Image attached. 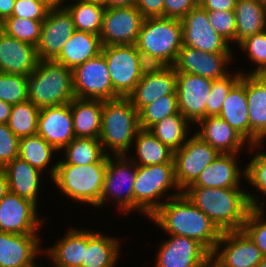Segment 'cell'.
Instances as JSON below:
<instances>
[{
	"mask_svg": "<svg viewBox=\"0 0 266 267\" xmlns=\"http://www.w3.org/2000/svg\"><path fill=\"white\" fill-rule=\"evenodd\" d=\"M182 193L204 212L221 232L242 230L249 210L263 209L254 195L240 187H187Z\"/></svg>",
	"mask_w": 266,
	"mask_h": 267,
	"instance_id": "1",
	"label": "cell"
},
{
	"mask_svg": "<svg viewBox=\"0 0 266 267\" xmlns=\"http://www.w3.org/2000/svg\"><path fill=\"white\" fill-rule=\"evenodd\" d=\"M149 218L168 234L193 238L210 252L215 250L221 231L183 193H171Z\"/></svg>",
	"mask_w": 266,
	"mask_h": 267,
	"instance_id": "2",
	"label": "cell"
},
{
	"mask_svg": "<svg viewBox=\"0 0 266 267\" xmlns=\"http://www.w3.org/2000/svg\"><path fill=\"white\" fill-rule=\"evenodd\" d=\"M136 46L148 66H172L183 46L181 20L144 18Z\"/></svg>",
	"mask_w": 266,
	"mask_h": 267,
	"instance_id": "3",
	"label": "cell"
},
{
	"mask_svg": "<svg viewBox=\"0 0 266 267\" xmlns=\"http://www.w3.org/2000/svg\"><path fill=\"white\" fill-rule=\"evenodd\" d=\"M139 130L138 111L128 98L103 101L99 140L106 155H127Z\"/></svg>",
	"mask_w": 266,
	"mask_h": 267,
	"instance_id": "4",
	"label": "cell"
},
{
	"mask_svg": "<svg viewBox=\"0 0 266 267\" xmlns=\"http://www.w3.org/2000/svg\"><path fill=\"white\" fill-rule=\"evenodd\" d=\"M28 100L39 109L70 103L74 98L72 69L54 60H40L27 76Z\"/></svg>",
	"mask_w": 266,
	"mask_h": 267,
	"instance_id": "5",
	"label": "cell"
},
{
	"mask_svg": "<svg viewBox=\"0 0 266 267\" xmlns=\"http://www.w3.org/2000/svg\"><path fill=\"white\" fill-rule=\"evenodd\" d=\"M51 165L48 170L49 176L64 195L74 201L100 207L107 163Z\"/></svg>",
	"mask_w": 266,
	"mask_h": 267,
	"instance_id": "6",
	"label": "cell"
},
{
	"mask_svg": "<svg viewBox=\"0 0 266 267\" xmlns=\"http://www.w3.org/2000/svg\"><path fill=\"white\" fill-rule=\"evenodd\" d=\"M172 187L176 188V193H182L175 179L174 163L137 165L133 185V210L150 217L164 203L160 198L166 197V192Z\"/></svg>",
	"mask_w": 266,
	"mask_h": 267,
	"instance_id": "7",
	"label": "cell"
},
{
	"mask_svg": "<svg viewBox=\"0 0 266 267\" xmlns=\"http://www.w3.org/2000/svg\"><path fill=\"white\" fill-rule=\"evenodd\" d=\"M114 92L127 98L135 89L148 67L136 44L103 46Z\"/></svg>",
	"mask_w": 266,
	"mask_h": 267,
	"instance_id": "8",
	"label": "cell"
},
{
	"mask_svg": "<svg viewBox=\"0 0 266 267\" xmlns=\"http://www.w3.org/2000/svg\"><path fill=\"white\" fill-rule=\"evenodd\" d=\"M136 172L137 164L130 158H127V155L108 156L100 207L105 205L108 199L113 198L122 212L125 211L127 214L128 212H132L133 185Z\"/></svg>",
	"mask_w": 266,
	"mask_h": 267,
	"instance_id": "9",
	"label": "cell"
},
{
	"mask_svg": "<svg viewBox=\"0 0 266 267\" xmlns=\"http://www.w3.org/2000/svg\"><path fill=\"white\" fill-rule=\"evenodd\" d=\"M75 98L114 100L120 98L113 90L105 56L88 59L72 69Z\"/></svg>",
	"mask_w": 266,
	"mask_h": 267,
	"instance_id": "10",
	"label": "cell"
},
{
	"mask_svg": "<svg viewBox=\"0 0 266 267\" xmlns=\"http://www.w3.org/2000/svg\"><path fill=\"white\" fill-rule=\"evenodd\" d=\"M220 153L204 142L195 133L188 137L185 144L174 151V170L177 185L181 191L192 185L200 173Z\"/></svg>",
	"mask_w": 266,
	"mask_h": 267,
	"instance_id": "11",
	"label": "cell"
},
{
	"mask_svg": "<svg viewBox=\"0 0 266 267\" xmlns=\"http://www.w3.org/2000/svg\"><path fill=\"white\" fill-rule=\"evenodd\" d=\"M143 21L135 6L106 8L99 34L102 46L136 44Z\"/></svg>",
	"mask_w": 266,
	"mask_h": 267,
	"instance_id": "12",
	"label": "cell"
},
{
	"mask_svg": "<svg viewBox=\"0 0 266 267\" xmlns=\"http://www.w3.org/2000/svg\"><path fill=\"white\" fill-rule=\"evenodd\" d=\"M183 45L209 53H232L230 44L208 21V11L199 4L181 20Z\"/></svg>",
	"mask_w": 266,
	"mask_h": 267,
	"instance_id": "13",
	"label": "cell"
},
{
	"mask_svg": "<svg viewBox=\"0 0 266 267\" xmlns=\"http://www.w3.org/2000/svg\"><path fill=\"white\" fill-rule=\"evenodd\" d=\"M212 83L213 80L209 78L188 73H177L178 109L190 123L197 124L206 117V104Z\"/></svg>",
	"mask_w": 266,
	"mask_h": 267,
	"instance_id": "14",
	"label": "cell"
},
{
	"mask_svg": "<svg viewBox=\"0 0 266 267\" xmlns=\"http://www.w3.org/2000/svg\"><path fill=\"white\" fill-rule=\"evenodd\" d=\"M75 30L72 15L66 7L50 8L42 22L36 46L39 60H54Z\"/></svg>",
	"mask_w": 266,
	"mask_h": 267,
	"instance_id": "15",
	"label": "cell"
},
{
	"mask_svg": "<svg viewBox=\"0 0 266 267\" xmlns=\"http://www.w3.org/2000/svg\"><path fill=\"white\" fill-rule=\"evenodd\" d=\"M177 72L173 66H148L134 91L127 97L139 112L165 95H177Z\"/></svg>",
	"mask_w": 266,
	"mask_h": 267,
	"instance_id": "16",
	"label": "cell"
},
{
	"mask_svg": "<svg viewBox=\"0 0 266 267\" xmlns=\"http://www.w3.org/2000/svg\"><path fill=\"white\" fill-rule=\"evenodd\" d=\"M37 206L28 199L8 192L0 201V231L13 234H37L42 224Z\"/></svg>",
	"mask_w": 266,
	"mask_h": 267,
	"instance_id": "17",
	"label": "cell"
},
{
	"mask_svg": "<svg viewBox=\"0 0 266 267\" xmlns=\"http://www.w3.org/2000/svg\"><path fill=\"white\" fill-rule=\"evenodd\" d=\"M232 56V53H209L183 45L172 66L177 73L194 74L215 80L229 73L225 69L233 59Z\"/></svg>",
	"mask_w": 266,
	"mask_h": 267,
	"instance_id": "18",
	"label": "cell"
},
{
	"mask_svg": "<svg viewBox=\"0 0 266 267\" xmlns=\"http://www.w3.org/2000/svg\"><path fill=\"white\" fill-rule=\"evenodd\" d=\"M213 253L228 267H256L264 257L243 230L222 232Z\"/></svg>",
	"mask_w": 266,
	"mask_h": 267,
	"instance_id": "19",
	"label": "cell"
},
{
	"mask_svg": "<svg viewBox=\"0 0 266 267\" xmlns=\"http://www.w3.org/2000/svg\"><path fill=\"white\" fill-rule=\"evenodd\" d=\"M156 255L155 267H196L210 251L193 238L169 234Z\"/></svg>",
	"mask_w": 266,
	"mask_h": 267,
	"instance_id": "20",
	"label": "cell"
},
{
	"mask_svg": "<svg viewBox=\"0 0 266 267\" xmlns=\"http://www.w3.org/2000/svg\"><path fill=\"white\" fill-rule=\"evenodd\" d=\"M37 134L57 152L63 150L75 138L70 103L41 108Z\"/></svg>",
	"mask_w": 266,
	"mask_h": 267,
	"instance_id": "21",
	"label": "cell"
},
{
	"mask_svg": "<svg viewBox=\"0 0 266 267\" xmlns=\"http://www.w3.org/2000/svg\"><path fill=\"white\" fill-rule=\"evenodd\" d=\"M246 74L249 147L260 148L266 137V75Z\"/></svg>",
	"mask_w": 266,
	"mask_h": 267,
	"instance_id": "22",
	"label": "cell"
},
{
	"mask_svg": "<svg viewBox=\"0 0 266 267\" xmlns=\"http://www.w3.org/2000/svg\"><path fill=\"white\" fill-rule=\"evenodd\" d=\"M39 61L34 45L0 31V73L28 76Z\"/></svg>",
	"mask_w": 266,
	"mask_h": 267,
	"instance_id": "23",
	"label": "cell"
},
{
	"mask_svg": "<svg viewBox=\"0 0 266 267\" xmlns=\"http://www.w3.org/2000/svg\"><path fill=\"white\" fill-rule=\"evenodd\" d=\"M37 234H13L0 231V267H38L40 249Z\"/></svg>",
	"mask_w": 266,
	"mask_h": 267,
	"instance_id": "24",
	"label": "cell"
},
{
	"mask_svg": "<svg viewBox=\"0 0 266 267\" xmlns=\"http://www.w3.org/2000/svg\"><path fill=\"white\" fill-rule=\"evenodd\" d=\"M196 125H201V128L195 134L220 154H238L244 143L248 142L219 116L205 117Z\"/></svg>",
	"mask_w": 266,
	"mask_h": 267,
	"instance_id": "25",
	"label": "cell"
},
{
	"mask_svg": "<svg viewBox=\"0 0 266 267\" xmlns=\"http://www.w3.org/2000/svg\"><path fill=\"white\" fill-rule=\"evenodd\" d=\"M236 155L219 154L213 162L202 170L196 181L188 187H240V177H245V170L242 172L239 170L235 159L237 158Z\"/></svg>",
	"mask_w": 266,
	"mask_h": 267,
	"instance_id": "26",
	"label": "cell"
},
{
	"mask_svg": "<svg viewBox=\"0 0 266 267\" xmlns=\"http://www.w3.org/2000/svg\"><path fill=\"white\" fill-rule=\"evenodd\" d=\"M220 118L239 132L249 144V110L246 95V74L232 86L222 105Z\"/></svg>",
	"mask_w": 266,
	"mask_h": 267,
	"instance_id": "27",
	"label": "cell"
},
{
	"mask_svg": "<svg viewBox=\"0 0 266 267\" xmlns=\"http://www.w3.org/2000/svg\"><path fill=\"white\" fill-rule=\"evenodd\" d=\"M102 47L99 35L75 30L54 61L73 69L98 56Z\"/></svg>",
	"mask_w": 266,
	"mask_h": 267,
	"instance_id": "28",
	"label": "cell"
},
{
	"mask_svg": "<svg viewBox=\"0 0 266 267\" xmlns=\"http://www.w3.org/2000/svg\"><path fill=\"white\" fill-rule=\"evenodd\" d=\"M3 169L7 175L9 191L37 205L40 175L43 173L19 157L14 158Z\"/></svg>",
	"mask_w": 266,
	"mask_h": 267,
	"instance_id": "29",
	"label": "cell"
},
{
	"mask_svg": "<svg viewBox=\"0 0 266 267\" xmlns=\"http://www.w3.org/2000/svg\"><path fill=\"white\" fill-rule=\"evenodd\" d=\"M70 107L75 137L99 139L103 100L74 98Z\"/></svg>",
	"mask_w": 266,
	"mask_h": 267,
	"instance_id": "30",
	"label": "cell"
},
{
	"mask_svg": "<svg viewBox=\"0 0 266 267\" xmlns=\"http://www.w3.org/2000/svg\"><path fill=\"white\" fill-rule=\"evenodd\" d=\"M87 249V230L70 229L53 247L44 249L55 267H81Z\"/></svg>",
	"mask_w": 266,
	"mask_h": 267,
	"instance_id": "31",
	"label": "cell"
},
{
	"mask_svg": "<svg viewBox=\"0 0 266 267\" xmlns=\"http://www.w3.org/2000/svg\"><path fill=\"white\" fill-rule=\"evenodd\" d=\"M236 20L235 43L266 31V9L259 0H237L234 8Z\"/></svg>",
	"mask_w": 266,
	"mask_h": 267,
	"instance_id": "32",
	"label": "cell"
},
{
	"mask_svg": "<svg viewBox=\"0 0 266 267\" xmlns=\"http://www.w3.org/2000/svg\"><path fill=\"white\" fill-rule=\"evenodd\" d=\"M120 241L103 233L87 231V249L81 267H114L120 254Z\"/></svg>",
	"mask_w": 266,
	"mask_h": 267,
	"instance_id": "33",
	"label": "cell"
},
{
	"mask_svg": "<svg viewBox=\"0 0 266 267\" xmlns=\"http://www.w3.org/2000/svg\"><path fill=\"white\" fill-rule=\"evenodd\" d=\"M136 157H129L140 166L174 163V150L162 144L150 131L140 129L133 141ZM135 158V159H134ZM138 159V160H137Z\"/></svg>",
	"mask_w": 266,
	"mask_h": 267,
	"instance_id": "34",
	"label": "cell"
},
{
	"mask_svg": "<svg viewBox=\"0 0 266 267\" xmlns=\"http://www.w3.org/2000/svg\"><path fill=\"white\" fill-rule=\"evenodd\" d=\"M65 158L56 163L72 165H88L93 163H107L108 155L103 151L99 139L75 137L64 148Z\"/></svg>",
	"mask_w": 266,
	"mask_h": 267,
	"instance_id": "35",
	"label": "cell"
},
{
	"mask_svg": "<svg viewBox=\"0 0 266 267\" xmlns=\"http://www.w3.org/2000/svg\"><path fill=\"white\" fill-rule=\"evenodd\" d=\"M189 121L180 113L172 114L151 126L150 131L162 144L172 150L180 149L190 134Z\"/></svg>",
	"mask_w": 266,
	"mask_h": 267,
	"instance_id": "36",
	"label": "cell"
},
{
	"mask_svg": "<svg viewBox=\"0 0 266 267\" xmlns=\"http://www.w3.org/2000/svg\"><path fill=\"white\" fill-rule=\"evenodd\" d=\"M71 13L77 31L100 34L105 6L98 3L75 0L65 6Z\"/></svg>",
	"mask_w": 266,
	"mask_h": 267,
	"instance_id": "37",
	"label": "cell"
},
{
	"mask_svg": "<svg viewBox=\"0 0 266 267\" xmlns=\"http://www.w3.org/2000/svg\"><path fill=\"white\" fill-rule=\"evenodd\" d=\"M56 149L46 142L40 135L19 138L18 157L27 161L32 167L43 173L50 164Z\"/></svg>",
	"mask_w": 266,
	"mask_h": 267,
	"instance_id": "38",
	"label": "cell"
},
{
	"mask_svg": "<svg viewBox=\"0 0 266 267\" xmlns=\"http://www.w3.org/2000/svg\"><path fill=\"white\" fill-rule=\"evenodd\" d=\"M39 113L40 109L29 100L15 104L7 125L18 138L35 135L38 130Z\"/></svg>",
	"mask_w": 266,
	"mask_h": 267,
	"instance_id": "39",
	"label": "cell"
},
{
	"mask_svg": "<svg viewBox=\"0 0 266 267\" xmlns=\"http://www.w3.org/2000/svg\"><path fill=\"white\" fill-rule=\"evenodd\" d=\"M42 22L43 20L10 16L2 22L1 30L19 41L32 44L36 47L40 40Z\"/></svg>",
	"mask_w": 266,
	"mask_h": 267,
	"instance_id": "40",
	"label": "cell"
},
{
	"mask_svg": "<svg viewBox=\"0 0 266 267\" xmlns=\"http://www.w3.org/2000/svg\"><path fill=\"white\" fill-rule=\"evenodd\" d=\"M178 112L177 95L162 96L138 112L140 129L148 130L157 122Z\"/></svg>",
	"mask_w": 266,
	"mask_h": 267,
	"instance_id": "41",
	"label": "cell"
},
{
	"mask_svg": "<svg viewBox=\"0 0 266 267\" xmlns=\"http://www.w3.org/2000/svg\"><path fill=\"white\" fill-rule=\"evenodd\" d=\"M0 100L11 105L27 101V76L0 73Z\"/></svg>",
	"mask_w": 266,
	"mask_h": 267,
	"instance_id": "42",
	"label": "cell"
},
{
	"mask_svg": "<svg viewBox=\"0 0 266 267\" xmlns=\"http://www.w3.org/2000/svg\"><path fill=\"white\" fill-rule=\"evenodd\" d=\"M243 72H237L233 76L229 72L222 78L213 80L210 96L206 104V117L218 116L222 105L232 86L241 78Z\"/></svg>",
	"mask_w": 266,
	"mask_h": 267,
	"instance_id": "43",
	"label": "cell"
},
{
	"mask_svg": "<svg viewBox=\"0 0 266 267\" xmlns=\"http://www.w3.org/2000/svg\"><path fill=\"white\" fill-rule=\"evenodd\" d=\"M240 50L244 51L250 61L256 64L249 74L266 75V31L247 37L239 43Z\"/></svg>",
	"mask_w": 266,
	"mask_h": 267,
	"instance_id": "44",
	"label": "cell"
},
{
	"mask_svg": "<svg viewBox=\"0 0 266 267\" xmlns=\"http://www.w3.org/2000/svg\"><path fill=\"white\" fill-rule=\"evenodd\" d=\"M263 213L264 209H250L242 230L256 244L263 256L266 257V221L263 218Z\"/></svg>",
	"mask_w": 266,
	"mask_h": 267,
	"instance_id": "45",
	"label": "cell"
},
{
	"mask_svg": "<svg viewBox=\"0 0 266 267\" xmlns=\"http://www.w3.org/2000/svg\"><path fill=\"white\" fill-rule=\"evenodd\" d=\"M208 21L229 44L232 41L235 43L236 20L234 11H208Z\"/></svg>",
	"mask_w": 266,
	"mask_h": 267,
	"instance_id": "46",
	"label": "cell"
},
{
	"mask_svg": "<svg viewBox=\"0 0 266 267\" xmlns=\"http://www.w3.org/2000/svg\"><path fill=\"white\" fill-rule=\"evenodd\" d=\"M244 170L246 181L266 194V152H257Z\"/></svg>",
	"mask_w": 266,
	"mask_h": 267,
	"instance_id": "47",
	"label": "cell"
},
{
	"mask_svg": "<svg viewBox=\"0 0 266 267\" xmlns=\"http://www.w3.org/2000/svg\"><path fill=\"white\" fill-rule=\"evenodd\" d=\"M19 138L7 124H0V168L18 157Z\"/></svg>",
	"mask_w": 266,
	"mask_h": 267,
	"instance_id": "48",
	"label": "cell"
},
{
	"mask_svg": "<svg viewBox=\"0 0 266 267\" xmlns=\"http://www.w3.org/2000/svg\"><path fill=\"white\" fill-rule=\"evenodd\" d=\"M50 7L43 0H16L11 16L44 20Z\"/></svg>",
	"mask_w": 266,
	"mask_h": 267,
	"instance_id": "49",
	"label": "cell"
},
{
	"mask_svg": "<svg viewBox=\"0 0 266 267\" xmlns=\"http://www.w3.org/2000/svg\"><path fill=\"white\" fill-rule=\"evenodd\" d=\"M198 5V0H164L163 18L182 20Z\"/></svg>",
	"mask_w": 266,
	"mask_h": 267,
	"instance_id": "50",
	"label": "cell"
},
{
	"mask_svg": "<svg viewBox=\"0 0 266 267\" xmlns=\"http://www.w3.org/2000/svg\"><path fill=\"white\" fill-rule=\"evenodd\" d=\"M135 7L144 18L163 17L164 0H136Z\"/></svg>",
	"mask_w": 266,
	"mask_h": 267,
	"instance_id": "51",
	"label": "cell"
},
{
	"mask_svg": "<svg viewBox=\"0 0 266 267\" xmlns=\"http://www.w3.org/2000/svg\"><path fill=\"white\" fill-rule=\"evenodd\" d=\"M237 0H198V4L207 11H234Z\"/></svg>",
	"mask_w": 266,
	"mask_h": 267,
	"instance_id": "52",
	"label": "cell"
},
{
	"mask_svg": "<svg viewBox=\"0 0 266 267\" xmlns=\"http://www.w3.org/2000/svg\"><path fill=\"white\" fill-rule=\"evenodd\" d=\"M196 267H228L213 252H210Z\"/></svg>",
	"mask_w": 266,
	"mask_h": 267,
	"instance_id": "53",
	"label": "cell"
},
{
	"mask_svg": "<svg viewBox=\"0 0 266 267\" xmlns=\"http://www.w3.org/2000/svg\"><path fill=\"white\" fill-rule=\"evenodd\" d=\"M16 0H0V21L3 22L6 18L12 15Z\"/></svg>",
	"mask_w": 266,
	"mask_h": 267,
	"instance_id": "54",
	"label": "cell"
},
{
	"mask_svg": "<svg viewBox=\"0 0 266 267\" xmlns=\"http://www.w3.org/2000/svg\"><path fill=\"white\" fill-rule=\"evenodd\" d=\"M13 105L0 100V124H7Z\"/></svg>",
	"mask_w": 266,
	"mask_h": 267,
	"instance_id": "55",
	"label": "cell"
},
{
	"mask_svg": "<svg viewBox=\"0 0 266 267\" xmlns=\"http://www.w3.org/2000/svg\"><path fill=\"white\" fill-rule=\"evenodd\" d=\"M136 0H106L105 8L135 6Z\"/></svg>",
	"mask_w": 266,
	"mask_h": 267,
	"instance_id": "56",
	"label": "cell"
},
{
	"mask_svg": "<svg viewBox=\"0 0 266 267\" xmlns=\"http://www.w3.org/2000/svg\"><path fill=\"white\" fill-rule=\"evenodd\" d=\"M9 192L7 175L3 168H0V201Z\"/></svg>",
	"mask_w": 266,
	"mask_h": 267,
	"instance_id": "57",
	"label": "cell"
},
{
	"mask_svg": "<svg viewBox=\"0 0 266 267\" xmlns=\"http://www.w3.org/2000/svg\"><path fill=\"white\" fill-rule=\"evenodd\" d=\"M50 8H58V7H65L66 4L64 1L65 0H43Z\"/></svg>",
	"mask_w": 266,
	"mask_h": 267,
	"instance_id": "58",
	"label": "cell"
},
{
	"mask_svg": "<svg viewBox=\"0 0 266 267\" xmlns=\"http://www.w3.org/2000/svg\"><path fill=\"white\" fill-rule=\"evenodd\" d=\"M80 1L98 3V4H101V5H105V2H106V0H80Z\"/></svg>",
	"mask_w": 266,
	"mask_h": 267,
	"instance_id": "59",
	"label": "cell"
},
{
	"mask_svg": "<svg viewBox=\"0 0 266 267\" xmlns=\"http://www.w3.org/2000/svg\"><path fill=\"white\" fill-rule=\"evenodd\" d=\"M256 267H266V257H263L261 262Z\"/></svg>",
	"mask_w": 266,
	"mask_h": 267,
	"instance_id": "60",
	"label": "cell"
},
{
	"mask_svg": "<svg viewBox=\"0 0 266 267\" xmlns=\"http://www.w3.org/2000/svg\"><path fill=\"white\" fill-rule=\"evenodd\" d=\"M266 9V0H259Z\"/></svg>",
	"mask_w": 266,
	"mask_h": 267,
	"instance_id": "61",
	"label": "cell"
}]
</instances>
